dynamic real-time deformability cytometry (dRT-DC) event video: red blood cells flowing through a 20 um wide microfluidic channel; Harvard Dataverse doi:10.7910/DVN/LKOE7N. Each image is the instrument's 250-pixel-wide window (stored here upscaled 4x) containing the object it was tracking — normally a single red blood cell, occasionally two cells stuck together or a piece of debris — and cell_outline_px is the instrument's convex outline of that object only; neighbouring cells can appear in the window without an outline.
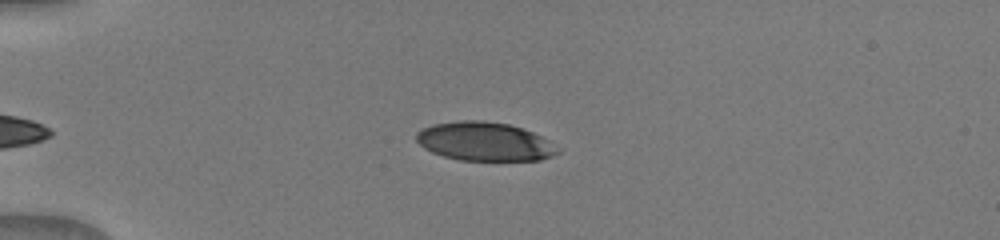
{"species": "human", "species_latin": "Homo sapiens", "temperature_condition": "warm", "stored_images_in_passage": 12, "camera_frame_rate_fps": 3000, "um_per_image_px": 0.085, "donor": {"sex": "male"}, "frame": {"image": 1, "passage_image": 1, "time_ms": 0.0, "image_size_px": [1000, 240], "cell_outline_px": [[560, 152], [552, 156], [540, 160], [460, 160], [444, 156], [432, 152], [424, 148], [416, 140], [416, 132], [432, 124], [460, 120], [484, 120], [508, 124], [532, 132], [548, 140]], "centroid_in_image_um": [41.16, 12.02], "position_along_channel_um": 43.8, "area_um2": 31.67}}
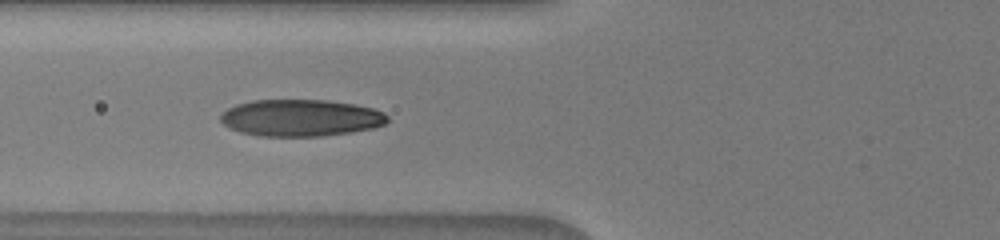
{"frame": {"image": 2, "passage_image": 4, "time_ms": 2.333, "image_size_px": [1000, 240], "cell_outline_px": [[388, 120], [384, 124], [372, 128], [348, 132], [320, 136], [260, 136], [240, 132], [224, 124], [220, 120], [220, 116], [228, 108], [236, 104], [252, 100], [328, 100], [356, 104], [372, 108], [384, 112], [388, 116]], "centroid_in_image_um": [25.56, 10.01], "position_along_channel_um": 100.2, "area_um2": 35.72}}
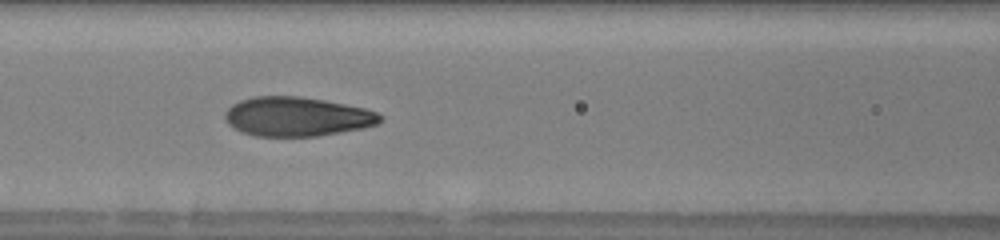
{"frame": {"image": 3, "passage_image": 6, "time_ms": 3.333, "image_size_px": [1000, 240], "cell_outline_px": [[384, 116], [376, 124], [364, 128], [316, 136], [256, 136], [244, 132], [228, 124], [224, 120], [224, 116], [228, 108], [232, 104], [240, 100], [252, 96], [296, 96], [324, 100], [364, 108], [376, 112]], "centroid_in_image_um": [25.22, 9.91], "position_along_channel_um": 141.4, "area_um2": 35.32}}